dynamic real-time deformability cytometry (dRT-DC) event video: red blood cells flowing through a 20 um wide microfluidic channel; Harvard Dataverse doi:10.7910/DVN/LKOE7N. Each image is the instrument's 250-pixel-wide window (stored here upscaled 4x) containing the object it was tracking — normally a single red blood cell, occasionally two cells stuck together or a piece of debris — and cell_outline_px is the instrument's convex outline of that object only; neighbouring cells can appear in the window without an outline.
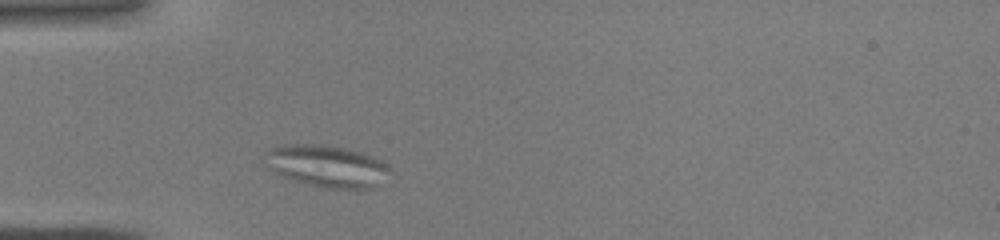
{"species": "common noctule bat (a hibernating species)", "species_latin": "Nyctalus noctula", "temperature_condition": "warm", "stored_images_in_passage": 29, "camera_frame_rate_fps": 3000, "um_per_image_px": 0.085, "animal": {"sex": "male", "body_mass_g": 19.0, "forearm_length_mm": 50.8}, "frame": {"image": 1, "passage_image": 4, "time_ms": 1.0, "image_size_px": [1000, 240], "cell_outline_px": [[388, 168], [376, 184], [372, 188], [328, 188], [276, 176], [268, 168], [264, 152], [272, 148], [340, 148], [360, 152], [372, 156], [388, 164]], "centroid_in_image_um": [27.75, 14.19], "position_along_channel_um": 57.3, "area_um2": 28.44}}
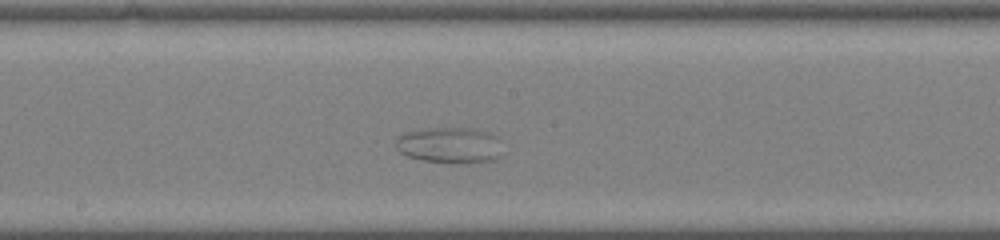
{"frame": {"image": 2, "passage_image": 15, "time_ms": 4.667, "image_size_px": [1000, 240], "cell_outline_px": [[496, 156], [492, 160], [468, 164], [464, 164], [424, 160], [408, 156], [400, 152], [396, 148], [396, 140], [400, 136], [408, 132], [432, 128], [468, 128], [492, 136]], "centroid_in_image_um": [38.06, 12.37], "position_along_channel_um": 210.1, "area_um2": 21.04}}
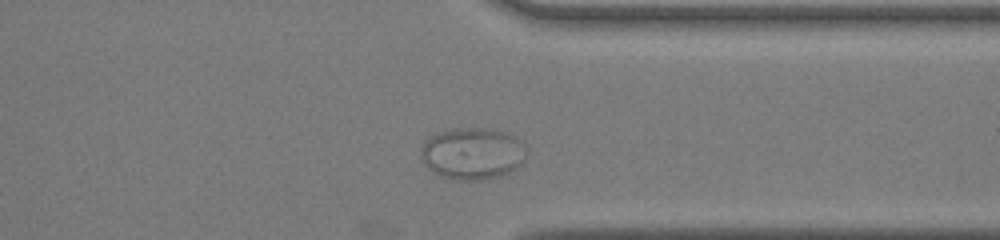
{"frame": {"image": 3, "passage_image": 26, "time_ms": 8.333, "image_size_px": [1000, 240], "cell_outline_px": [[524, 160], [516, 168], [500, 176], [480, 180], [456, 180], [440, 176], [432, 172], [424, 164], [420, 152], [420, 148], [436, 132], [452, 128], [484, 128], [504, 132], [512, 136], [524, 144]], "centroid_in_image_um": [40.12, 13.06], "position_along_channel_um": 371.3, "area_um2": 31.73}}